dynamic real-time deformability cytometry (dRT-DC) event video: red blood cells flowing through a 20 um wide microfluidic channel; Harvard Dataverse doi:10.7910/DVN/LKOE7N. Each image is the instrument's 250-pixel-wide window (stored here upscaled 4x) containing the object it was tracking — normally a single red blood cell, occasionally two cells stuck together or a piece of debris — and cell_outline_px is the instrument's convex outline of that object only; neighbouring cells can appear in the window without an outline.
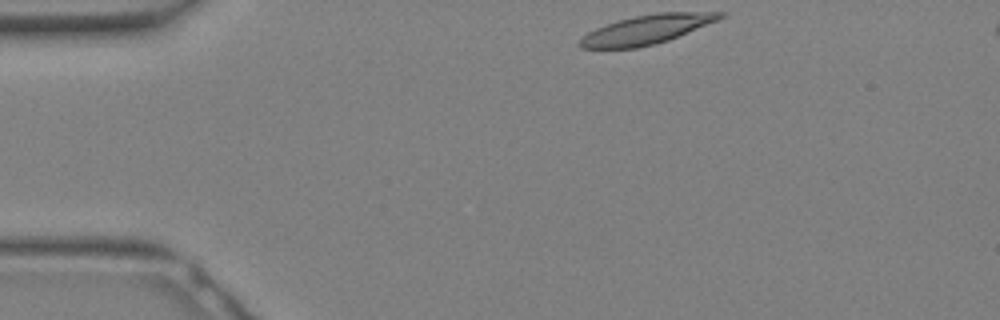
{"species": "Egyptian fruit bat (a non-hibernating species)", "species_latin": "Rousettus aegyptiacus", "temperature_condition": "warm", "stored_images_in_passage": 28, "segment_of_instrument_passage": [1, 2], "camera_frame_rate_fps": 3000, "um_per_image_px": 0.085, "animal": {"sex": "female"}, "frame": {"image": 1, "passage_image": 1, "time_ms": 0.0, "image_size_px": [1000, 320], "cell_outline_px": [[724, 16], [716, 20], [668, 40], [656, 44], [636, 48], [580, 48], [576, 44], [588, 32], [596, 28], [620, 20], [636, 16], [656, 12], [724, 12]], "centroid_in_image_um": [54.92, 2.52], "position_along_channel_um": 30.1, "area_um2": 23.29}}
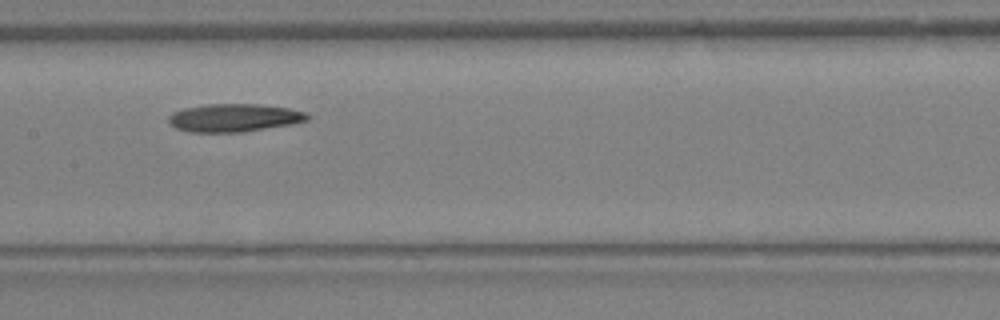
{"frame": {"image": 2, "passage_image": 11, "time_ms": 3.333, "image_size_px": [1000, 320], "cell_outline_px": [[308, 120], [292, 124], [240, 132], [188, 132], [176, 128], [168, 120], [168, 116], [172, 112], [184, 108], [208, 104], [256, 104], [288, 108], [304, 112], [308, 116]], "centroid_in_image_um": [19.86, 10.01], "position_along_channel_um": 187.5, "area_um2": 22.43}}
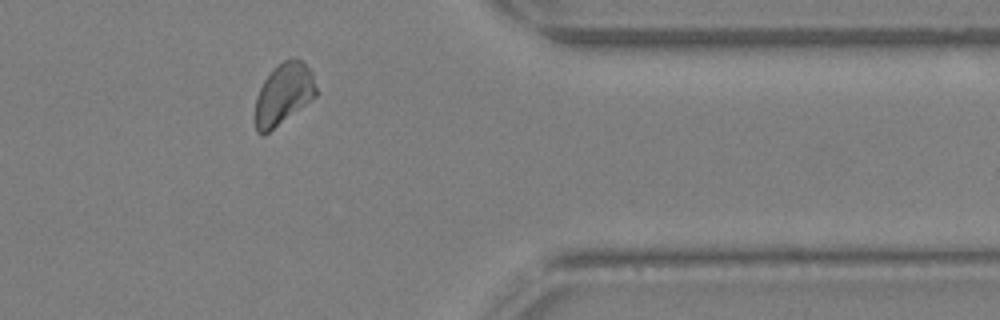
{"frame": {"image": 3, "passage_image": 21, "time_ms": 6.667, "image_size_px": [1000, 320], "cell_outline_px": [[316, 96], [264, 136], [260, 136], [256, 132], [256, 96], [264, 80], [284, 60], [296, 56], [304, 60], [312, 72], [316, 88]], "centroid_in_image_um": [24.11, 7.99], "position_along_channel_um": 387.3, "area_um2": 21.68}}